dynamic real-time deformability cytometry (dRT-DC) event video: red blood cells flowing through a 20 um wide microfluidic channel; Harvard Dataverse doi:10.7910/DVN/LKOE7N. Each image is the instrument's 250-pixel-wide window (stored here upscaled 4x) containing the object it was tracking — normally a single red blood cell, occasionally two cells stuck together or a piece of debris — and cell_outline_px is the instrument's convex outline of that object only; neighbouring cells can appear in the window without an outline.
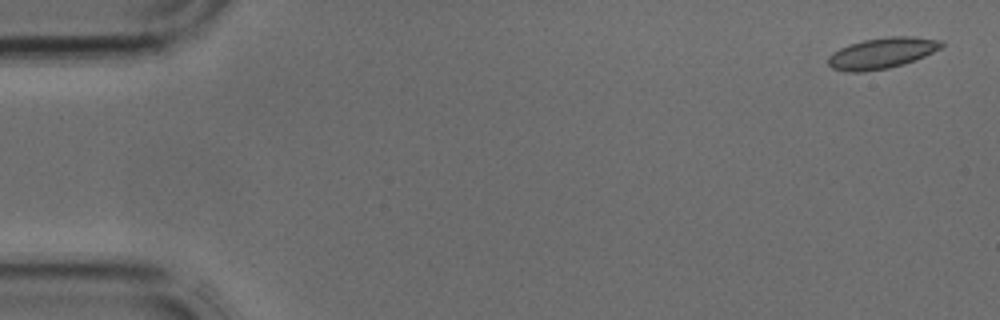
{"species": "common noctule bat (a hibernating species)", "species_latin": "Nyctalus noctula", "temperature_condition": "cold", "stored_images_in_passage": 4, "camera_frame_rate_fps": 3000, "um_per_image_px": 0.085, "animal": {"sex": "male", "body_mass_g": 17.9, "forearm_length_mm": 54.2}, "frame": {"image": 1, "passage_image": 1, "time_ms": 0.0, "image_size_px": [1000, 320], "cell_outline_px": [[944, 44], [940, 48], [924, 56], [904, 64], [888, 68], [864, 72], [848, 72], [832, 68], [828, 64], [828, 56], [840, 48], [864, 40], [888, 36], [912, 36], [944, 40]], "centroid_in_image_um": [74.98, 4.51], "position_along_channel_um": 10.0, "area_um2": 20.35}}